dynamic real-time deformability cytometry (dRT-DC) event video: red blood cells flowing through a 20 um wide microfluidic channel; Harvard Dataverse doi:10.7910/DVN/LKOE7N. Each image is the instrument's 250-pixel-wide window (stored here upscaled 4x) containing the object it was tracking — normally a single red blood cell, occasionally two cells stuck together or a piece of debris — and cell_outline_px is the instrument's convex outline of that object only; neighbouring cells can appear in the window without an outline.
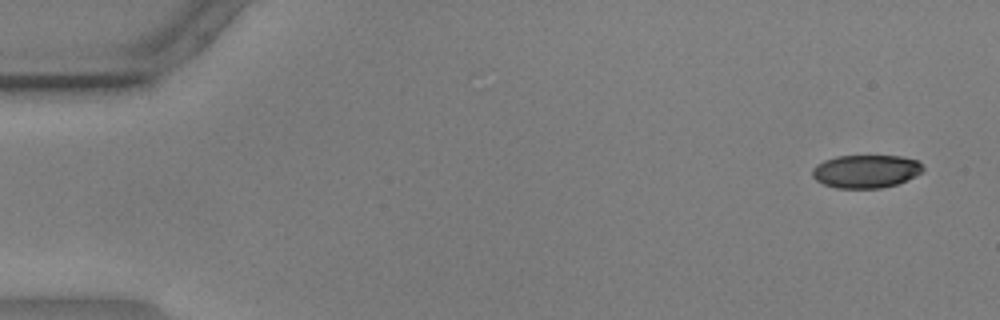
{"species": "common noctule bat (a hibernating species)", "species_latin": "Nyctalus noctula", "temperature_condition": "warm", "stored_images_in_passage": 56, "camera_frame_rate_fps": 3000, "um_per_image_px": 0.085, "animal": {"sex": "male", "body_mass_g": 17.9, "forearm_length_mm": 54.2}, "frame": {"image": 1, "passage_image": 3, "time_ms": 0.667, "image_size_px": [1000, 320], "cell_outline_px": [[924, 172], [916, 176], [896, 184], [880, 188], [836, 188], [824, 184], [816, 180], [812, 176], [812, 168], [816, 164], [824, 160], [836, 156], [900, 156], [916, 160], [924, 168]], "centroid_in_image_um": [73.59, 14.56], "position_along_channel_um": 11.4, "area_um2": 21.39}}
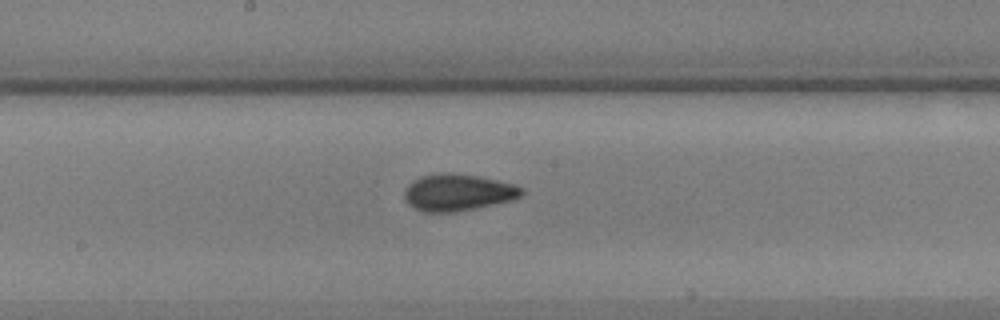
{"frame": {"image": 2, "passage_image": 30, "time_ms": 9.667, "image_size_px": [1000, 320], "cell_outline_px": [[524, 192], [520, 196], [512, 200], [476, 208], [456, 212], [424, 212], [408, 204], [404, 200], [404, 188], [412, 180], [420, 176], [440, 172], [448, 172], [476, 176], [496, 180], [512, 184], [524, 188]], "centroid_in_image_um": [38.87, 16.35], "position_along_channel_um": 209.3, "area_um2": 25.26}}
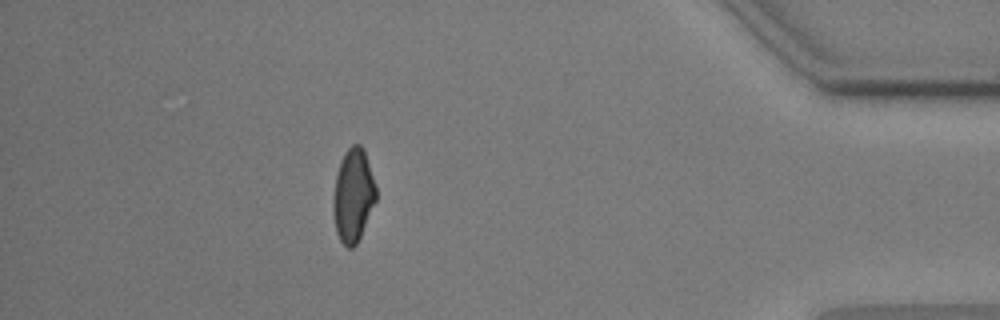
{"frame": {"image": 3, "passage_image": 50, "time_ms": 16.333, "image_size_px": [1000, 320], "cell_outline_px": [[376, 200], [360, 236], [356, 244], [352, 248], [348, 248], [340, 240], [336, 232], [332, 208], [332, 200], [336, 172], [340, 160], [344, 152], [352, 144], [360, 144], [364, 148], [376, 188]], "centroid_in_image_um": [29.99, 16.58], "position_along_channel_um": 405.2, "area_um2": 23.35}, "authors_computed_cell_mechanics": {"area_um2": 23.5535, "velocity_mm_per_s": 3.6108, "shape_relaxation_time_tau1_ms": 6.7124, "shape_relaxation_time_tau2_ms": 1.7655, "deformation_change_tau1": 0.1748, "deformation_change_tau2": 0.081}}